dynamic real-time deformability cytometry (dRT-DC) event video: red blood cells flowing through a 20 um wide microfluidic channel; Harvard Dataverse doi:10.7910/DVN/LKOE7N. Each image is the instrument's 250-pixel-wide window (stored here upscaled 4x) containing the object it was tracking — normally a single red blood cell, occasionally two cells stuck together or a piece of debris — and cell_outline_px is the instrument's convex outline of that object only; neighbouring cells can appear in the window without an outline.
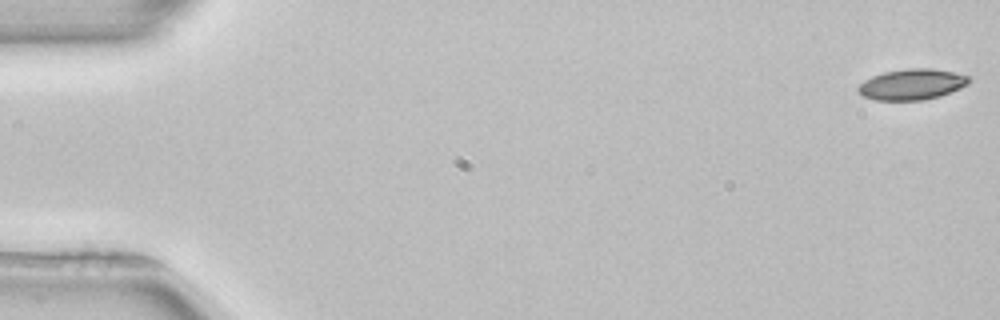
{"species": "common noctule bat (a hibernating species)", "species_latin": "Nyctalus noctula", "temperature_condition": "room temperature", "stored_images_in_passage": 11, "camera_frame_rate_fps": 3000, "um_per_image_px": 0.085, "animal": {"sex": "female", "body_mass_g": 22.7, "forearm_length_mm": 54.2}, "frame": {"image": 1, "passage_image": 1, "time_ms": 0.0, "image_size_px": [1000, 320], "cell_outline_px": [[972, 76], [968, 84], [960, 88], [940, 96], [924, 100], [876, 100], [860, 96], [856, 92], [856, 88], [864, 80], [872, 76], [884, 72], [908, 68], [932, 68], [956, 72]], "centroid_in_image_um": [77.51, 7.17], "position_along_channel_um": 7.5, "area_um2": 20.23}}